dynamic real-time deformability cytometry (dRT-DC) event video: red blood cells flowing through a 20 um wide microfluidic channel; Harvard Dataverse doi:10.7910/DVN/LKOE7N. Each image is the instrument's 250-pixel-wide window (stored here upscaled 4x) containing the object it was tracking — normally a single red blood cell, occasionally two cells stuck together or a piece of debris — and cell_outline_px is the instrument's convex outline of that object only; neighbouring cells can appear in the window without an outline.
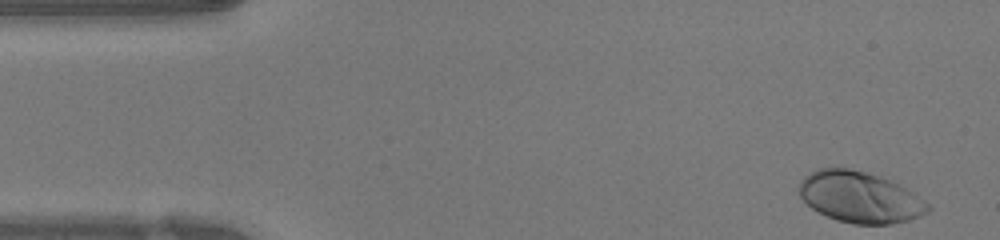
{"species": "human", "species_latin": "Homo sapiens", "temperature_condition": "warm", "stored_images_in_passage": 46, "camera_frame_rate_fps": 3000, "um_per_image_px": 0.085, "donor": {"sex": "female"}, "frame": {"image": 1, "passage_image": 1, "time_ms": 0.0, "image_size_px": [1000, 240], "cell_outline_px": [[932, 208], [928, 212], [908, 220], [892, 224], [852, 224], [836, 220], [812, 208], [800, 196], [796, 188], [800, 180], [808, 172], [820, 168], [848, 168], [880, 176], [892, 180], [912, 192], [924, 200]], "centroid_in_image_um": [73.06, 16.75], "position_along_channel_um": 11.9, "area_um2": 38.44}}
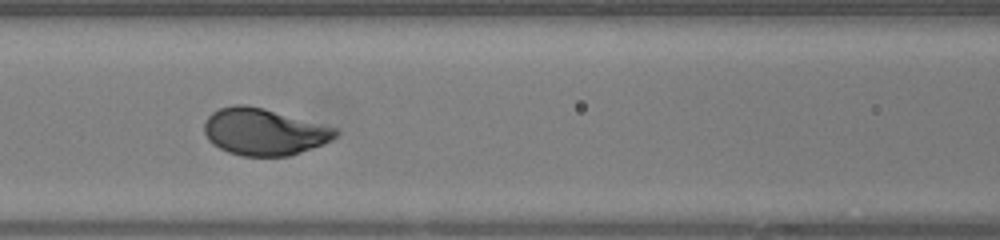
{"frame": {"image": 2, "passage_image": 18, "time_ms": 5.667, "image_size_px": [1000, 240], "cell_outline_px": [[340, 132], [332, 140], [324, 144], [288, 156], [240, 156], [228, 152], [212, 144], [208, 140], [204, 132], [204, 124], [208, 116], [212, 112], [220, 108], [232, 104], [244, 104], [264, 108], [336, 128]], "centroid_in_image_um": [22.41, 11.2], "position_along_channel_um": 144.2, "area_um2": 35.89}}
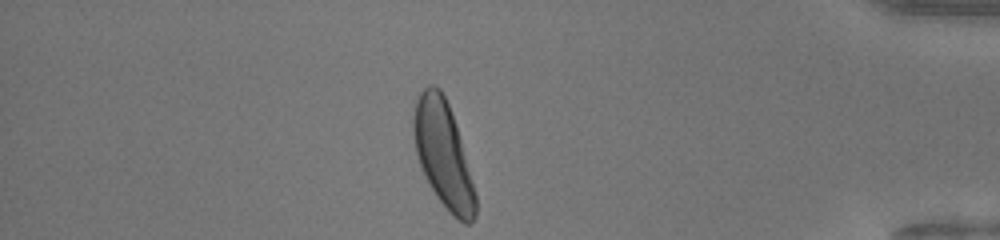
{"frame": {"image": 3, "passage_image": 39, "time_ms": 12.667, "image_size_px": [1000, 240], "cell_outline_px": [[476, 216], [472, 224], [464, 224], [452, 216], [436, 196], [428, 184], [424, 176], [416, 152], [412, 132], [412, 120], [416, 100], [420, 92], [428, 84], [436, 84], [440, 88], [448, 104], [460, 140], [476, 196]], "centroid_in_image_um": [37.64, 13.14], "position_along_channel_um": 397.6, "area_um2": 38.03}, "authors_computed_cell_mechanics": {"area_um2": 35.7204, "velocity_mm_per_s": 4.2484, "shape_relaxation_time_tau1_ms": 1.6984, "shape_relaxation_time_tau2_ms": null, "deformation_change_tau1": 0.1459, "deformation_change_tau2": null}}